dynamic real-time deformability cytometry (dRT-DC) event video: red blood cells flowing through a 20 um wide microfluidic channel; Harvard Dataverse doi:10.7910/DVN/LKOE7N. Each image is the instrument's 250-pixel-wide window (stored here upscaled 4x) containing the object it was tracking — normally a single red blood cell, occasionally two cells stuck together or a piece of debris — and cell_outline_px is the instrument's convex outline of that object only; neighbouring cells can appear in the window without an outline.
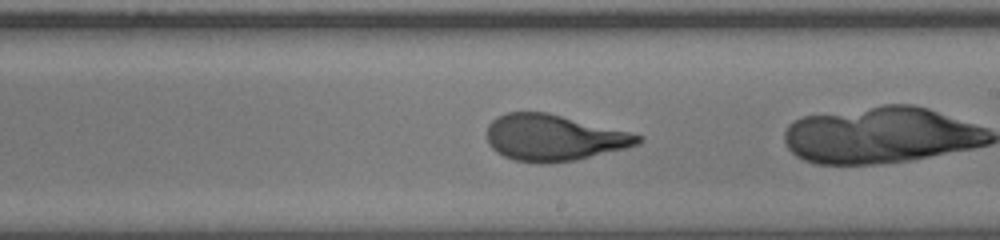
{"species": "human", "species_latin": "Homo sapiens", "temperature_condition": "room temperature", "stored_images_in_passage": 43, "camera_frame_rate_fps": 3000, "um_per_image_px": 0.085, "donor": {"sex": "male"}, "frame": {"image": 1, "passage_image": 33, "time_ms": 10.667, "image_size_px": [1000, 240], "cell_outline_px": [[644, 140], [640, 144], [576, 160], [544, 164], [540, 164], [516, 160], [504, 156], [496, 152], [488, 144], [488, 124], [496, 116], [504, 112], [548, 112], [644, 136]], "centroid_in_image_um": [47.04, 11.7], "position_along_channel_um": 242.0, "area_um2": 40.69}}